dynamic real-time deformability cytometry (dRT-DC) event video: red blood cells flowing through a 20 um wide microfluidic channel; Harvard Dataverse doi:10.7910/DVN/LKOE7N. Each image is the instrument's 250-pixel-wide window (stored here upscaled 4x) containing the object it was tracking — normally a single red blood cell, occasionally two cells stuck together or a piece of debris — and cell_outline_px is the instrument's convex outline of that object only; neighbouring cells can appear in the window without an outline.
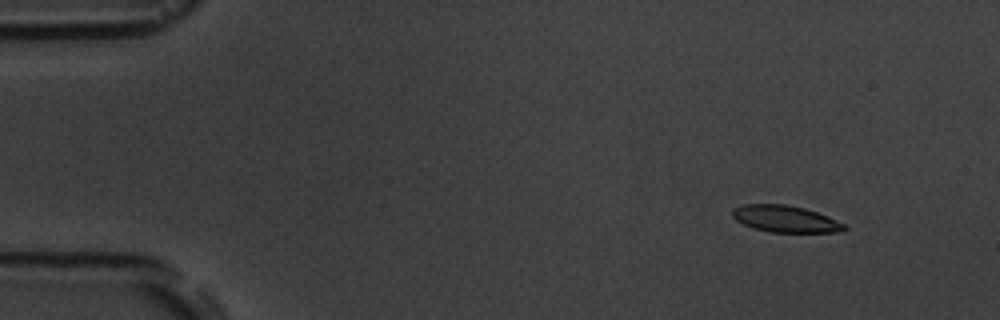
{"species": "common noctule bat (a hibernating species)", "species_latin": "Nyctalus noctula", "temperature_condition": "room temperature", "stored_images_in_passage": 5, "camera_frame_rate_fps": 3000, "um_per_image_px": 0.085, "animal": {"sex": "male", "body_mass_g": 19.5, "forearm_length_mm": 54.6}, "frame": {"image": 1, "passage_image": 2, "time_ms": 1.333, "image_size_px": [1000, 320], "cell_outline_px": [[848, 228], [844, 232], [772, 232], [752, 228], [736, 220], [732, 216], [732, 208], [744, 204], [784, 204], [804, 208], [816, 212], [836, 220], [844, 224]], "centroid_in_image_um": [66.74, 18.61], "position_along_channel_um": 18.3, "area_um2": 17.4}}
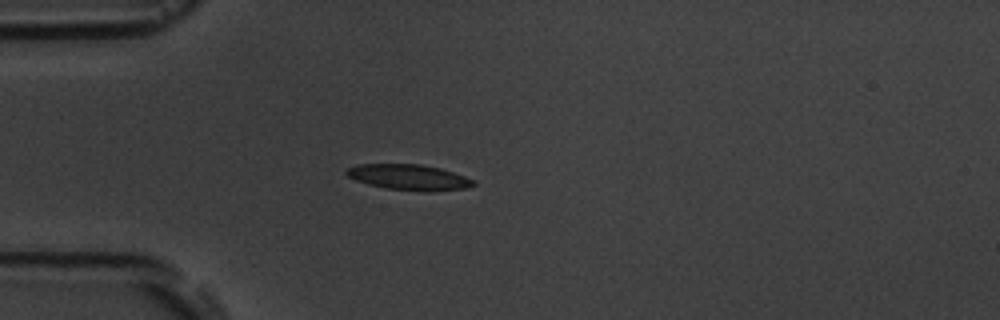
{"frame": {"image": 2, "passage_image": 5, "time_ms": 4.667, "image_size_px": [1000, 320], "cell_outline_px": [[476, 184], [464, 188], [384, 188], [368, 184], [356, 180], [348, 176], [344, 172], [348, 168], [356, 164], [420, 164], [440, 168], [464, 176], [472, 180]], "centroid_in_image_um": [34.62, 14.99], "position_along_channel_um": 50.4, "area_um2": 17.69}}